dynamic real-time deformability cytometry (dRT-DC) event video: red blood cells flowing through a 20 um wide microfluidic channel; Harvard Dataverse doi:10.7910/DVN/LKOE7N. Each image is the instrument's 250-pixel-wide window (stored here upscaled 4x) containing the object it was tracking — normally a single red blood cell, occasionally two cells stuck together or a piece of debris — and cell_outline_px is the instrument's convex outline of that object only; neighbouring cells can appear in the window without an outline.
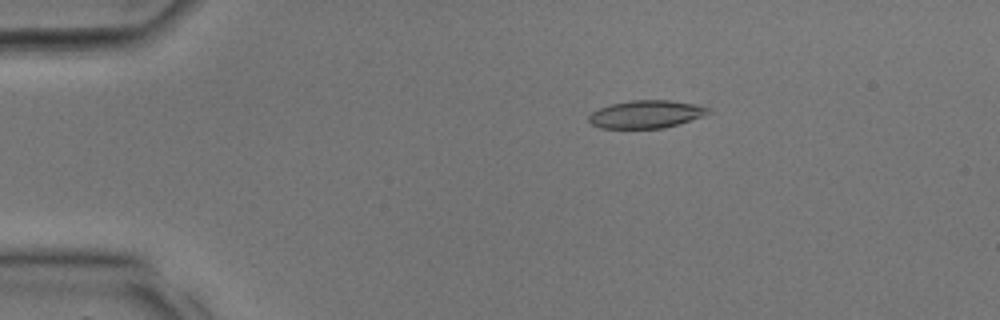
{"species": "common noctule bat (a hibernating species)", "species_latin": "Nyctalus noctula", "temperature_condition": "room temperature", "stored_images_in_passage": 9, "camera_frame_rate_fps": 3000, "um_per_image_px": 0.085, "animal": {"sex": "male", "body_mass_g": 17.9, "forearm_length_mm": 54.2}, "frame": {"image": 1, "passage_image": 3, "time_ms": 0.667, "image_size_px": [1000, 320], "cell_outline_px": [[712, 112], [664, 128], [600, 128], [592, 124], [588, 120], [588, 116], [592, 112], [600, 108], [612, 104], [632, 100], [668, 100], [692, 104], [708, 108]], "centroid_in_image_um": [54.86, 9.71], "position_along_channel_um": 30.1, "area_um2": 18.9}}
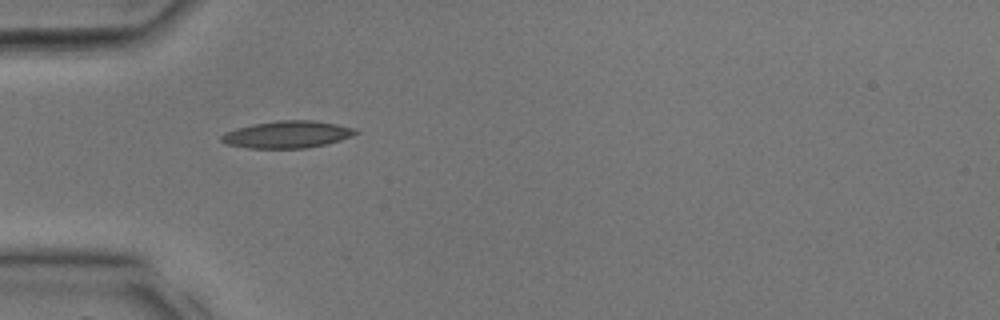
{"frame": {"image": 2, "passage_image": 7, "time_ms": 2.0, "image_size_px": [1000, 320], "cell_outline_px": [[360, 132], [352, 136], [340, 140], [324, 144], [304, 148], [248, 148], [228, 144], [220, 140], [220, 136], [224, 132], [236, 128], [276, 120], [312, 120], [336, 124], [356, 128]], "centroid_in_image_um": [24.42, 11.42], "position_along_channel_um": 60.6, "area_um2": 21.1}}
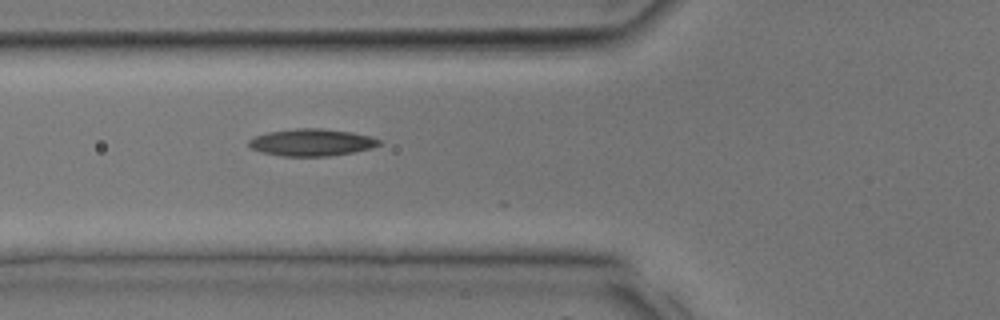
{"frame": {"image": 3, "passage_image": 9, "time_ms": 2.667, "image_size_px": [1000, 320], "cell_outline_px": [[380, 144], [372, 148], [356, 152], [328, 156], [280, 156], [260, 152], [252, 148], [248, 144], [248, 140], [256, 136], [268, 132], [296, 128], [320, 128], [352, 132], [372, 136], [380, 140]], "centroid_in_image_um": [26.51, 12.11], "position_along_channel_um": 99.3, "area_um2": 20.69}}